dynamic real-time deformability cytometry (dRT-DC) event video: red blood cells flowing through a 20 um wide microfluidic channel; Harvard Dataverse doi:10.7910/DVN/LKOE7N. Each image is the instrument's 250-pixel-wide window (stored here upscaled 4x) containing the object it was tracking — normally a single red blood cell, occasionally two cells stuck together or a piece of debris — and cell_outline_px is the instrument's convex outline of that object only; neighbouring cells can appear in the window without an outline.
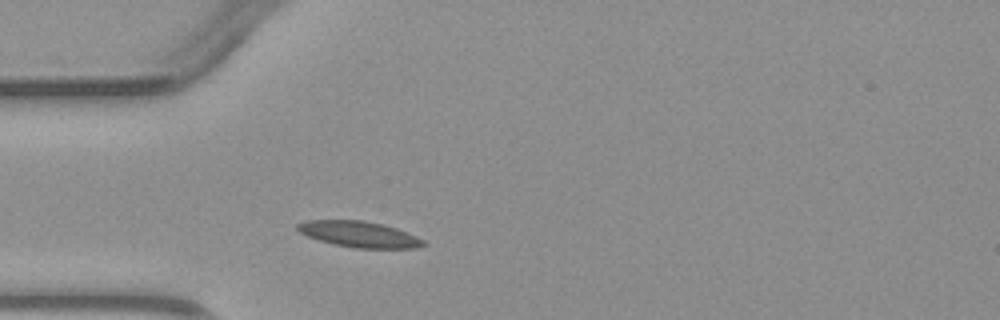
{"species": "common noctule bat (a hibernating species)", "species_latin": "Nyctalus noctula", "temperature_condition": "warm", "stored_images_in_passage": 1, "camera_frame_rate_fps": 3000, "um_per_image_px": 0.085, "animal": {"sex": "male", "body_mass_g": 23.1, "forearm_length_mm": 52.7}, "frame": {"image": 1, "passage_image": 1, "time_ms": 0.0, "image_size_px": [1000, 320], "cell_outline_px": [[428, 244], [416, 248], [356, 248], [336, 244], [320, 240], [308, 236], [300, 232], [296, 228], [296, 224], [308, 220], [364, 220], [384, 224], [396, 228], [416, 236], [424, 240]], "centroid_in_image_um": [30.56, 19.9], "position_along_channel_um": 54.4, "area_um2": 18.96}}